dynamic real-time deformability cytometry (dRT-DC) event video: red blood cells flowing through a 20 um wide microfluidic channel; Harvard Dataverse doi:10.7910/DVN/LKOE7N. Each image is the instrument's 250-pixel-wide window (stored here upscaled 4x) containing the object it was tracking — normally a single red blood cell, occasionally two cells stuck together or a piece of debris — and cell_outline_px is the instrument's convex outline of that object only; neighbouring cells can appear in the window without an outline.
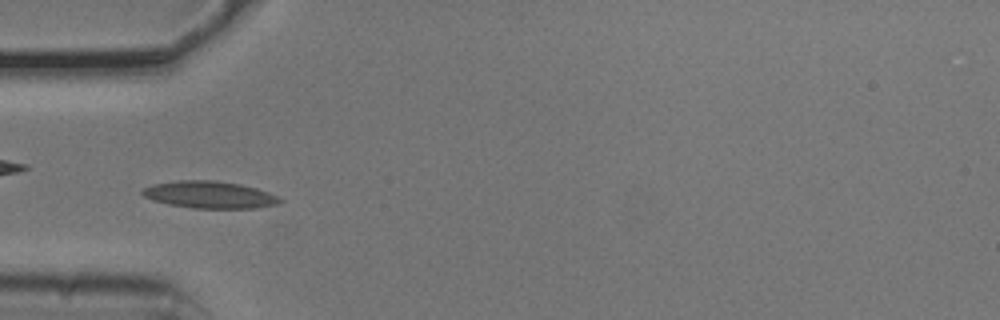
{"species": "common noctule bat (a hibernating species)", "species_latin": "Nyctalus noctula", "temperature_condition": "cold", "stored_images_in_passage": 38, "camera_frame_rate_fps": 3000, "um_per_image_px": 0.085, "animal": {"sex": "male", "body_mass_g": 20.5, "forearm_length_mm": 52.5}, "frame": {"image": 1, "passage_image": 1, "time_ms": 0.0, "image_size_px": [1000, 320], "cell_outline_px": [[284, 200], [280, 204], [256, 208], [192, 208], [168, 204], [152, 200], [144, 196], [140, 192], [144, 188], [152, 184], [180, 180], [212, 180], [240, 184], [256, 188], [268, 192]], "centroid_in_image_um": [17.82, 16.55], "position_along_channel_um": 67.2, "area_um2": 21.73}}
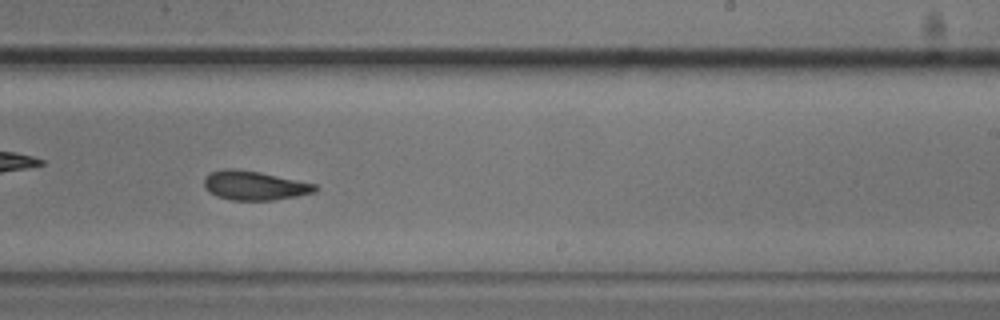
{"frame": {"image": 2, "passage_image": 17, "time_ms": 5.333, "image_size_px": [1000, 320], "cell_outline_px": [[320, 188], [316, 192], [296, 196], [272, 200], [232, 200], [216, 196], [208, 192], [204, 188], [204, 176], [212, 172], [224, 168], [236, 168], [260, 172], [316, 184]], "centroid_in_image_um": [21.61, 15.76], "position_along_channel_um": 267.4, "area_um2": 19.02}, "authors_computed_cell_mechanics": {"area_um2": 18.9584, "velocity_mm_per_s": 3.7519, "shape_relaxation_time_tau1_ms": null, "shape_relaxation_time_tau2_ms": 4.627, "deformation_change_tau1": null, "deformation_change_tau2": 0.1061}}